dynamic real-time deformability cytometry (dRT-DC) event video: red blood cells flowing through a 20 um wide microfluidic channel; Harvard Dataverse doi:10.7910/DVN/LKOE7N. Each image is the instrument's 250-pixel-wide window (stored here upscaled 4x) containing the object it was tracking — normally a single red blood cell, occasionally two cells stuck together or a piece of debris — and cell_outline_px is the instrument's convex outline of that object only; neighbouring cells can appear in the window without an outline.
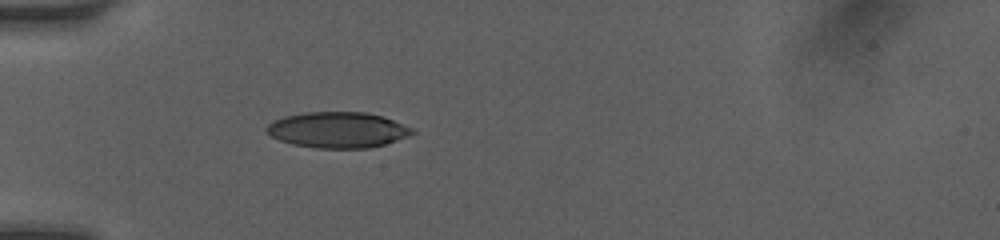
{"species": "human", "species_latin": "Homo sapiens", "temperature_condition": "room temperature", "stored_images_in_passage": 33, "camera_frame_rate_fps": 3000, "um_per_image_px": 0.085, "donor": {"sex": "female"}, "frame": {"image": 1, "passage_image": 1, "time_ms": 0.0, "image_size_px": [1000, 240], "cell_outline_px": [[416, 132], [408, 136], [384, 144], [368, 148], [316, 148], [292, 144], [280, 140], [272, 136], [264, 128], [272, 120], [284, 116], [304, 112], [368, 112], [384, 116], [412, 128]], "centroid_in_image_um": [28.69, 11.03], "position_along_channel_um": 56.3, "area_um2": 30.46}}
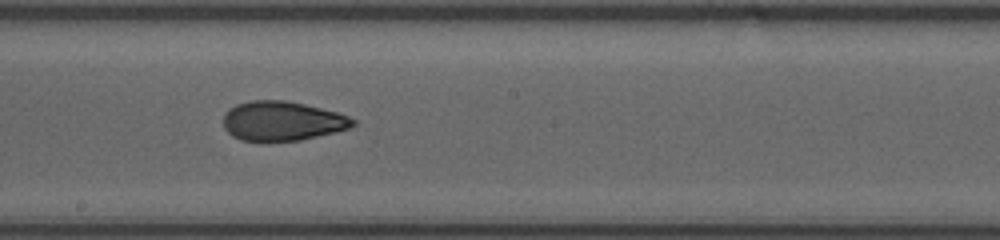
{"frame": {"image": 2, "passage_image": 14, "time_ms": 4.333, "image_size_px": [1000, 240], "cell_outline_px": [[356, 124], [352, 128], [336, 132], [300, 140], [240, 140], [232, 136], [224, 128], [224, 112], [236, 104], [252, 100], [284, 100], [304, 104], [340, 112], [356, 120]], "centroid_in_image_um": [24.03, 10.27], "position_along_channel_um": 224.2, "area_um2": 29.82}}
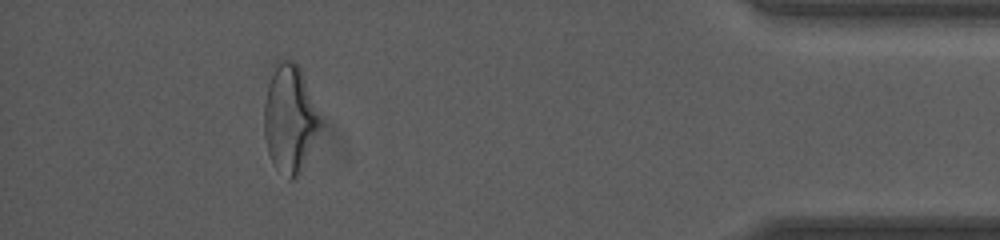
{"frame": {"image": 3, "passage_image": 29, "time_ms": 10.0, "image_size_px": [1000, 240], "cell_outline_px": [[316, 128], [300, 172], [296, 180], [288, 180], [272, 164], [268, 152], [264, 136], [264, 100], [272, 64], [288, 56], [300, 68], [316, 116]], "centroid_in_image_um": [24.48, 10.05], "position_along_channel_um": 410.7, "area_um2": 33.76}, "authors_computed_cell_mechanics": {"area_um2": 30.4606, "velocity_mm_per_s": 4.1349, "shape_relaxation_time_tau1_ms": null, "shape_relaxation_time_tau2_ms": 1.6192, "deformation_change_tau1": null, "deformation_change_tau2": 0.0743}}